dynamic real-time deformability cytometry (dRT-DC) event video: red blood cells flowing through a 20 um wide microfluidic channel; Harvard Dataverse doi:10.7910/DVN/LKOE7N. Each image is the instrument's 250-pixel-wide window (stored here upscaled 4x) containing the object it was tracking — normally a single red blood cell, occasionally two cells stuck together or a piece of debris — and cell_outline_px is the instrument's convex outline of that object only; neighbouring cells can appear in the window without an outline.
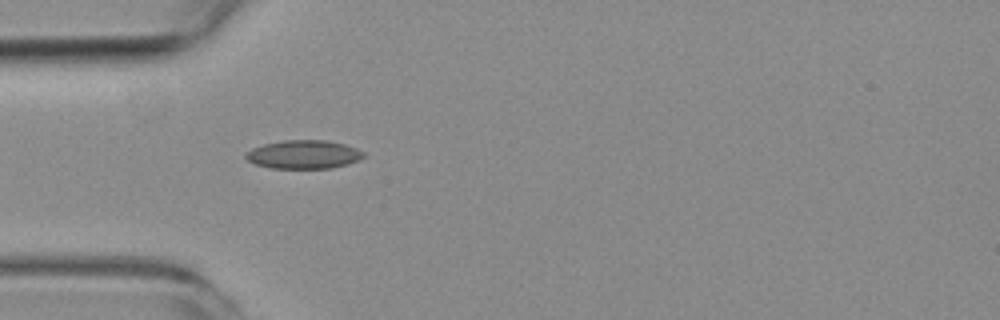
{"species": "common noctule bat (a hibernating species)", "species_latin": "Nyctalus noctula", "temperature_condition": "room temperature", "stored_images_in_passage": 4, "camera_frame_rate_fps": 3000, "um_per_image_px": 0.085, "animal": {"sex": "female", "body_mass_g": 19.3, "forearm_length_mm": 54.1}, "frame": {"image": 1, "passage_image": 4, "time_ms": 3.667, "image_size_px": [1000, 320], "cell_outline_px": [[364, 156], [360, 160], [348, 164], [332, 168], [268, 168], [256, 164], [248, 160], [244, 156], [252, 148], [264, 144], [284, 140], [324, 140], [344, 144], [356, 148], [364, 152]], "centroid_in_image_um": [25.83, 13.13], "position_along_channel_um": 59.2, "area_um2": 19.54}}